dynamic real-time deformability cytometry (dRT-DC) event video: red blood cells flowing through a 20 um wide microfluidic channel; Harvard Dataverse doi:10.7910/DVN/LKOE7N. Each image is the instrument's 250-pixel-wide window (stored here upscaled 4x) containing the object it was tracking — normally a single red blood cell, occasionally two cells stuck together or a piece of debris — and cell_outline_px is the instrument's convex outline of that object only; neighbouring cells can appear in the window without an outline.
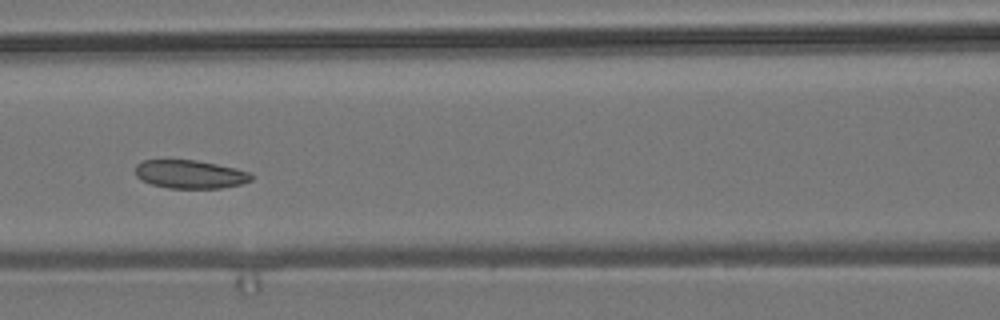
{"species": "common noctule bat (a hibernating species)", "species_latin": "Nyctalus noctula", "temperature_condition": "room temperature", "stored_images_in_passage": 8, "camera_frame_rate_fps": 3000, "um_per_image_px": 0.085, "animal": {"sex": "male", "body_mass_g": 19.2, "forearm_length_mm": 51.8}, "frame": {"image": 1, "passage_image": 6, "time_ms": 7.0, "image_size_px": [1000, 320], "cell_outline_px": [[252, 180], [240, 184], [220, 188], [168, 188], [152, 184], [140, 180], [136, 176], [136, 164], [144, 160], [196, 160], [236, 168], [248, 172], [252, 176]], "centroid_in_image_um": [16.13, 14.81], "position_along_channel_um": 150.5, "area_um2": 19.07}}
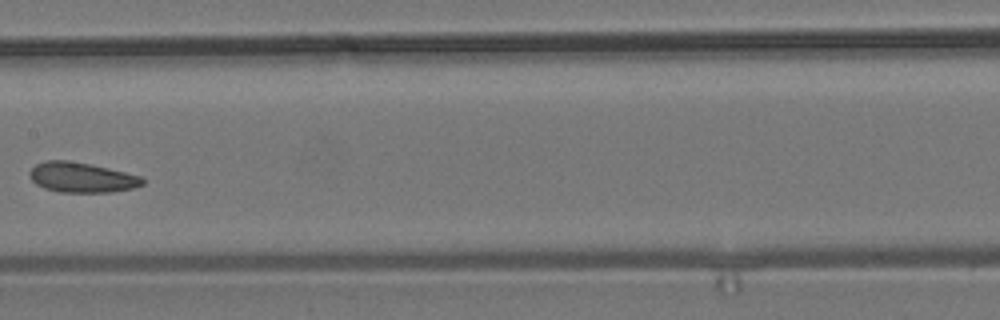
{"frame": {"image": 2, "passage_image": 7, "time_ms": 8.333, "image_size_px": [1000, 320], "cell_outline_px": [[144, 184], [132, 188], [112, 192], [60, 192], [44, 188], [36, 184], [32, 180], [28, 172], [36, 164], [44, 160], [64, 160], [88, 164], [108, 168], [140, 176], [144, 180]], "centroid_in_image_um": [6.91, 15.08], "position_along_channel_um": 200.5, "area_um2": 19.59}}
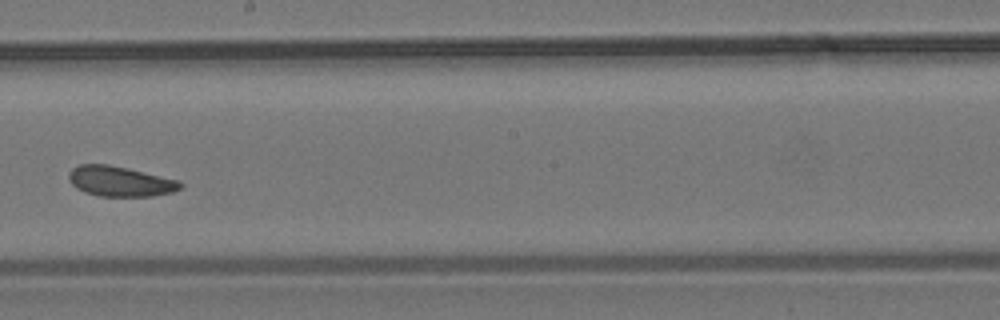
{"frame": {"image": 3, "passage_image": 8, "time_ms": 9.333, "image_size_px": [1000, 320], "cell_outline_px": [[184, 184], [180, 188], [172, 192], [152, 196], [100, 196], [84, 192], [76, 188], [72, 184], [68, 176], [68, 172], [72, 168], [80, 164], [108, 164], [128, 168], [180, 180]], "centroid_in_image_um": [10.21, 15.41], "position_along_channel_um": 238.0, "area_um2": 19.71}}